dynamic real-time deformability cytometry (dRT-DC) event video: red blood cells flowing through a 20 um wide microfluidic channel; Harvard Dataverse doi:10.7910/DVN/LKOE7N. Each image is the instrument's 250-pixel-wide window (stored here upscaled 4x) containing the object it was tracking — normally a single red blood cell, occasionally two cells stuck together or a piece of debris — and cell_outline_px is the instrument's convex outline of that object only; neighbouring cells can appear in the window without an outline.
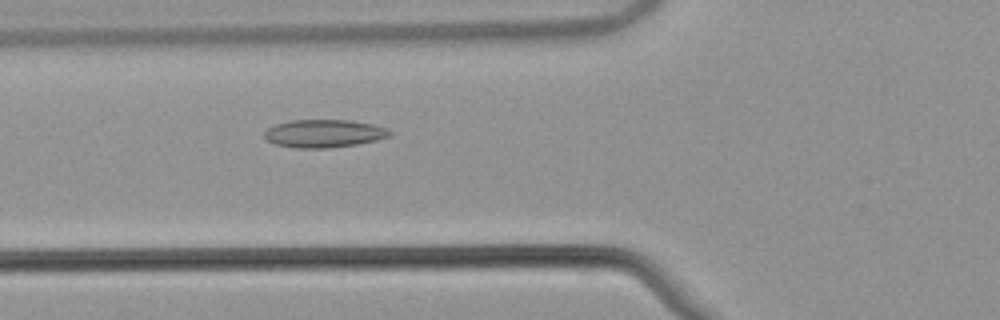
{"species": "common noctule bat (a hibernating species)", "species_latin": "Nyctalus noctula", "temperature_condition": "warm", "stored_images_in_passage": 41, "camera_frame_rate_fps": 3000, "um_per_image_px": 0.085, "animal": {"sex": "male", "body_mass_g": 21.5, "forearm_length_mm": 52.0}, "frame": {"image": 1, "passage_image": 8, "time_ms": 2.333, "image_size_px": [1000, 320], "cell_outline_px": [[392, 136], [376, 140], [356, 144], [328, 148], [296, 148], [276, 144], [268, 140], [264, 136], [264, 132], [268, 128], [276, 124], [292, 120], [352, 120], [372, 124], [384, 128], [392, 132]], "centroid_in_image_um": [27.55, 11.34], "position_along_channel_um": 98.3, "area_um2": 20.29}}
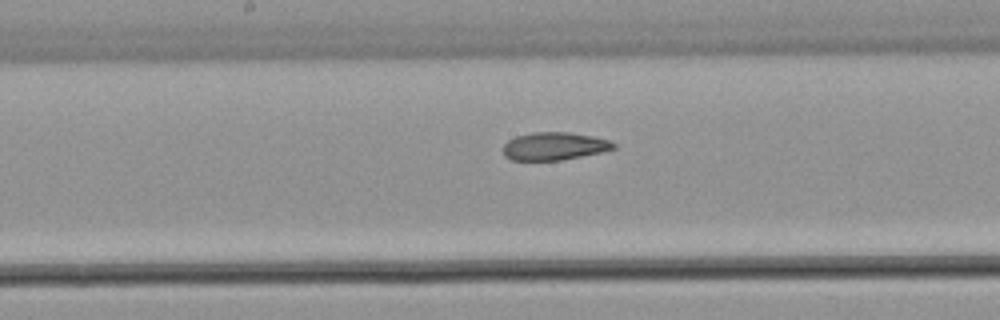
{"frame": {"image": 2, "passage_image": 16, "time_ms": 5.0, "image_size_px": [1000, 320], "cell_outline_px": [[616, 148], [600, 152], [560, 160], [512, 160], [504, 156], [504, 144], [508, 140], [516, 136], [532, 132], [568, 132], [592, 136], [608, 140], [616, 144]], "centroid_in_image_um": [47.09, 12.42], "position_along_channel_um": 201.1, "area_um2": 17.74}}
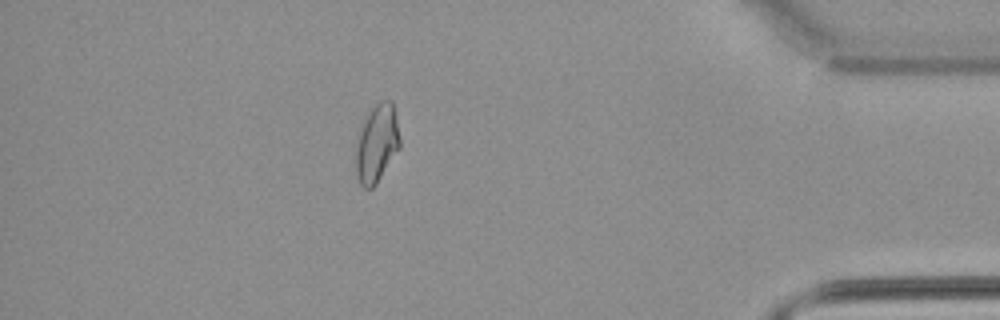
{"frame": {"image": 3, "passage_image": 35, "time_ms": 11.333, "image_size_px": [1000, 320], "cell_outline_px": [[400, 148], [376, 184], [372, 188], [364, 188], [360, 184], [356, 176], [356, 144], [360, 124], [364, 116], [380, 100], [392, 100], [396, 116], [400, 136]], "centroid_in_image_um": [32.02, 12.17], "position_along_channel_um": 403.2, "area_um2": 20.35}, "authors_computed_cell_mechanics": {"area_um2": 19.1318, "velocity_mm_per_s": 3.8447, "shape_relaxation_time_tau1_ms": null, "shape_relaxation_time_tau2_ms": 2.6724, "deformation_change_tau1": null, "deformation_change_tau2": 0.1005}}